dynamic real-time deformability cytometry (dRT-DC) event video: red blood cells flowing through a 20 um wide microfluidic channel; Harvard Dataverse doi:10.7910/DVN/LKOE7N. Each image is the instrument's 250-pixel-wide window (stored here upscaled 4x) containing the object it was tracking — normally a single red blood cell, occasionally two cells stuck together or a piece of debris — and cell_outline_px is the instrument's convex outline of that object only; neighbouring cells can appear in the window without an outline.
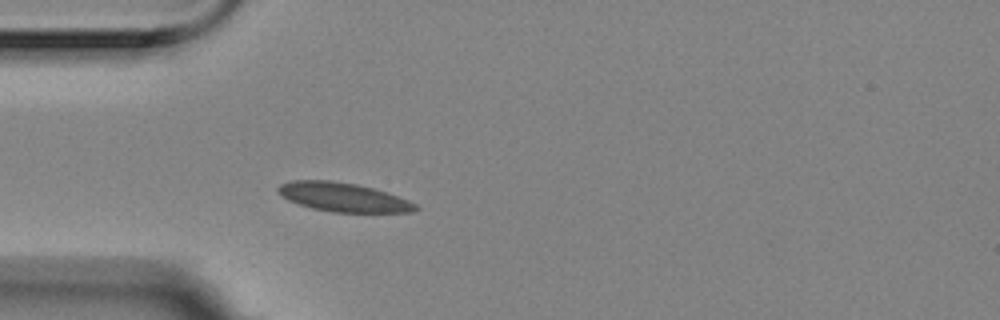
{"species": "Egyptian fruit bat (a non-hibernating species)", "species_latin": "Rousettus aegyptiacus", "temperature_condition": "room temperature", "stored_images_in_passage": 3, "camera_frame_rate_fps": 3000, "um_per_image_px": 0.085, "animal": {"sex": "female"}, "frame": {"image": 1, "passage_image": 3, "time_ms": 0.667, "image_size_px": [1000, 320], "cell_outline_px": [[420, 208], [412, 212], [332, 212], [312, 208], [288, 200], [276, 192], [276, 188], [280, 184], [292, 180], [332, 180], [356, 184], [388, 192], [408, 200], [416, 204]], "centroid_in_image_um": [29.16, 16.75], "position_along_channel_um": 55.8, "area_um2": 23.24}}